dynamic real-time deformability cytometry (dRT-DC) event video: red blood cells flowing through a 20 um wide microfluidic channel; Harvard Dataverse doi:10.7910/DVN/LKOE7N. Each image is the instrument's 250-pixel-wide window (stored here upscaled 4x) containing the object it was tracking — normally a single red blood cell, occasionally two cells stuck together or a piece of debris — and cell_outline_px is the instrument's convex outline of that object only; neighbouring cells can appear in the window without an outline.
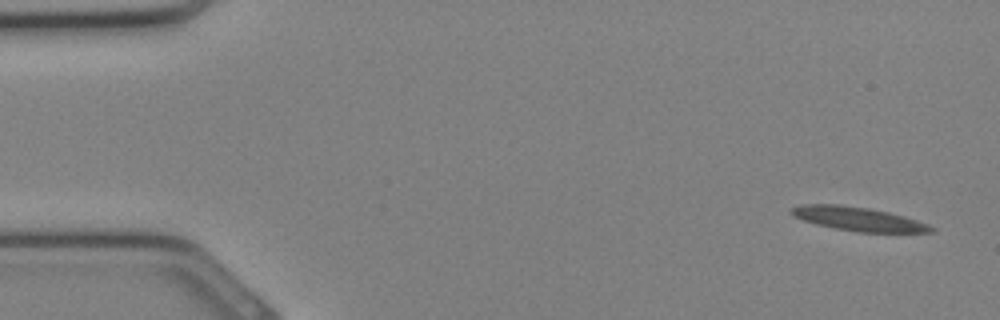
{"species": "Egyptian fruit bat (a non-hibernating species)", "species_latin": "Rousettus aegyptiacus", "temperature_condition": "cold", "stored_images_in_passage": 33, "camera_frame_rate_fps": 3000, "um_per_image_px": 0.085, "animal": {"sex": "female"}, "frame": {"image": 1, "passage_image": 1, "time_ms": 0.0, "image_size_px": [1000, 320], "cell_outline_px": [[936, 232], [856, 232], [816, 224], [792, 216], [788, 212], [792, 208], [800, 204], [840, 204], [868, 208], [888, 212], [904, 216], [928, 224], [936, 228]], "centroid_in_image_um": [72.94, 18.6], "position_along_channel_um": 12.1, "area_um2": 19.42}}
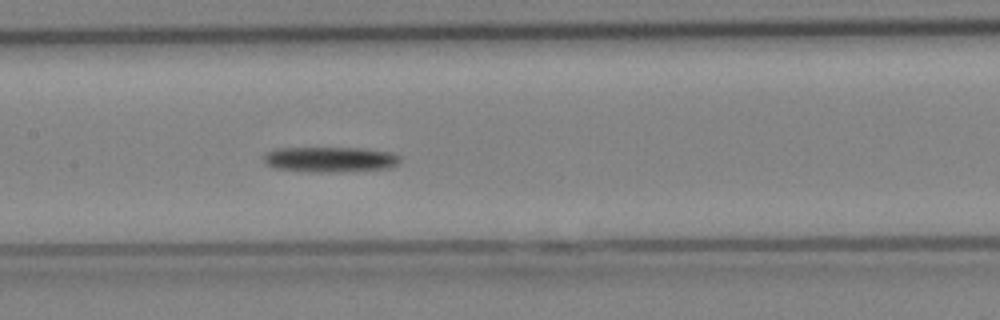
{"frame": {"image": 2, "passage_image": 15, "time_ms": 4.667, "image_size_px": [1000, 320], "cell_outline_px": [[400, 160], [392, 168], [328, 172], [320, 172], [272, 168], [264, 160], [264, 152], [276, 148], [364, 148], [396, 152], [400, 156]], "centroid_in_image_um": [28.09, 13.53], "position_along_channel_um": 179.3, "area_um2": 20.23}}
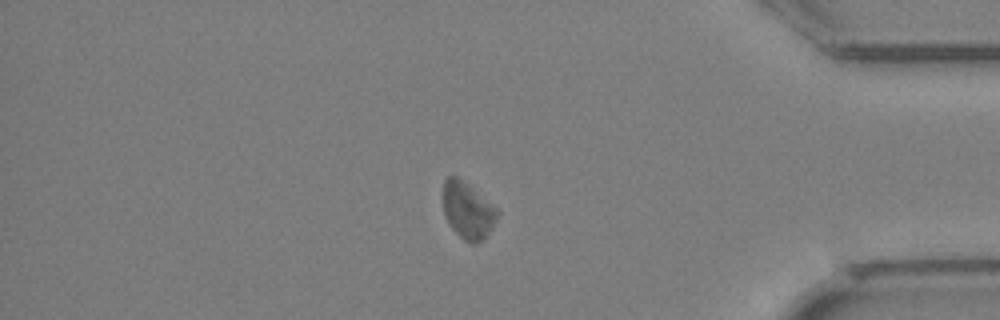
{"frame": {"image": 3, "passage_image": 27, "time_ms": 8.667, "image_size_px": [1000, 320], "cell_outline_px": [[500, 212], [492, 228], [476, 244], [472, 244], [464, 240], [448, 224], [444, 216], [444, 180], [448, 176], [456, 176], [468, 184], [496, 208]], "centroid_in_image_um": [39.75, 17.89], "position_along_channel_um": 395.5, "area_um2": 17.57}}